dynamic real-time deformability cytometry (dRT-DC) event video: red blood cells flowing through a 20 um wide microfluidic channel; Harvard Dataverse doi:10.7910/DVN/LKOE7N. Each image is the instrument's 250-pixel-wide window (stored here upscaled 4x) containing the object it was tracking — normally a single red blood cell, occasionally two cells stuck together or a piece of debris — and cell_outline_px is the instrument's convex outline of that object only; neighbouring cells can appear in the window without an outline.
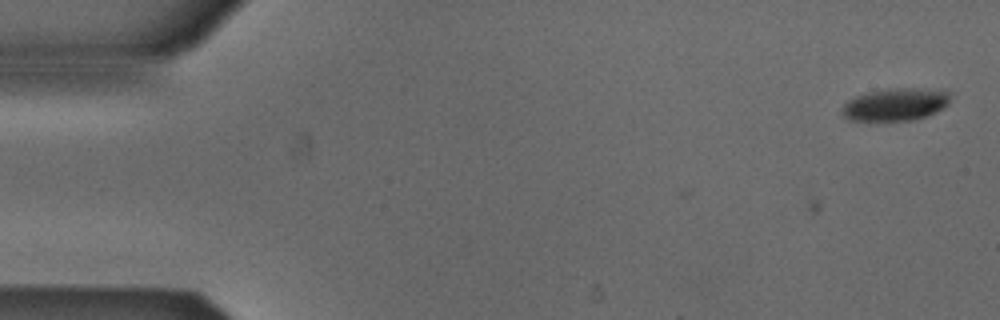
{"species": "Egyptian fruit bat (a non-hibernating species)", "species_latin": "Rousettus aegyptiacus", "temperature_condition": "cold", "stored_images_in_passage": 5, "camera_frame_rate_fps": 3000, "um_per_image_px": 0.085, "animal": {"sex": "male"}, "frame": {"image": 1, "passage_image": 1, "time_ms": 0.0, "image_size_px": [1000, 320], "cell_outline_px": [[948, 104], [944, 108], [928, 116], [916, 120], [848, 120], [844, 116], [840, 108], [848, 100], [856, 96], [868, 92], [896, 88], [904, 88], [948, 92]], "centroid_in_image_um": [76.07, 8.9], "position_along_channel_um": 8.9, "area_um2": 20.11}}